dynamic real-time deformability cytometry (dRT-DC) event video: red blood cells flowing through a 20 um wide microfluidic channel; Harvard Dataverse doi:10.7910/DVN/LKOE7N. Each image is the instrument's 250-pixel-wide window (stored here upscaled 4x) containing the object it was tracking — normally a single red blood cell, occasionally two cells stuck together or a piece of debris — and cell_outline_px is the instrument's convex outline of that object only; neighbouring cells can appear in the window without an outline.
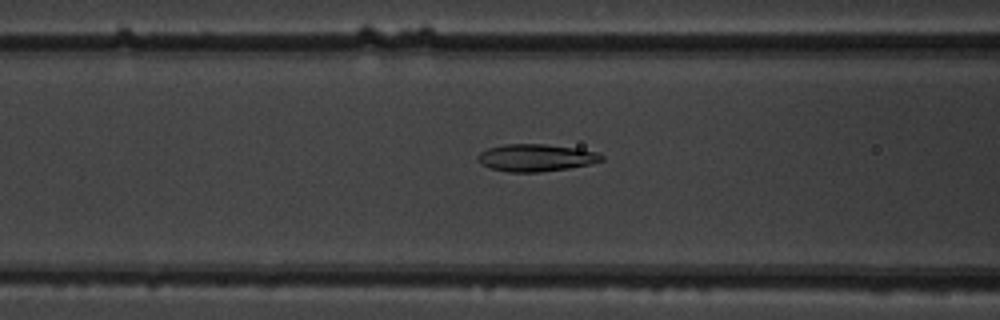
{"species": "common noctule bat (a hibernating species)", "species_latin": "Nyctalus noctula", "temperature_condition": "warm", "stored_images_in_passage": 38, "camera_frame_rate_fps": 3000, "um_per_image_px": 0.085, "animal": {"sex": "male", "body_mass_g": 19.5, "forearm_length_mm": 54.6}, "frame": {"image": 1, "passage_image": 7, "time_ms": 2.0, "image_size_px": [1000, 320], "cell_outline_px": [[604, 160], [588, 164], [568, 168], [540, 172], [508, 172], [492, 168], [480, 164], [476, 160], [476, 156], [480, 152], [488, 148], [504, 144], [544, 144], [576, 148], [596, 152], [604, 156]], "centroid_in_image_um": [45.51, 13.4], "position_along_channel_um": 121.1, "area_um2": 19.65}}
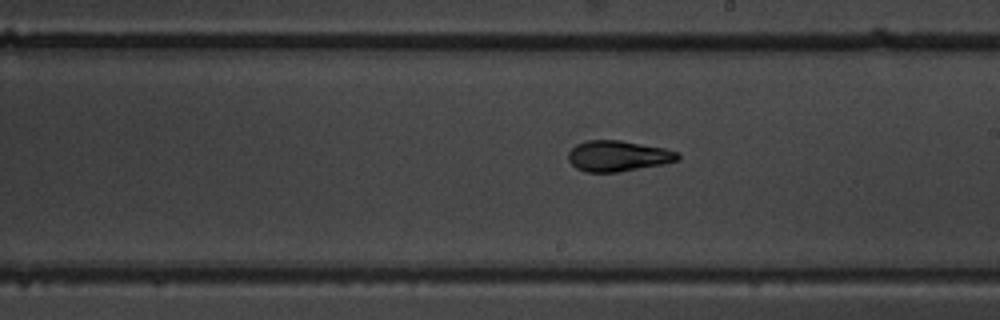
{"frame": {"image": 2, "passage_image": 16, "time_ms": 5.0, "image_size_px": [1000, 320], "cell_outline_px": [[680, 160], [664, 164], [620, 172], [584, 172], [576, 168], [568, 160], [568, 152], [576, 144], [588, 140], [620, 140], [664, 148], [680, 152]], "centroid_in_image_um": [52.55, 13.26], "position_along_channel_um": 236.5, "area_um2": 19.83}}
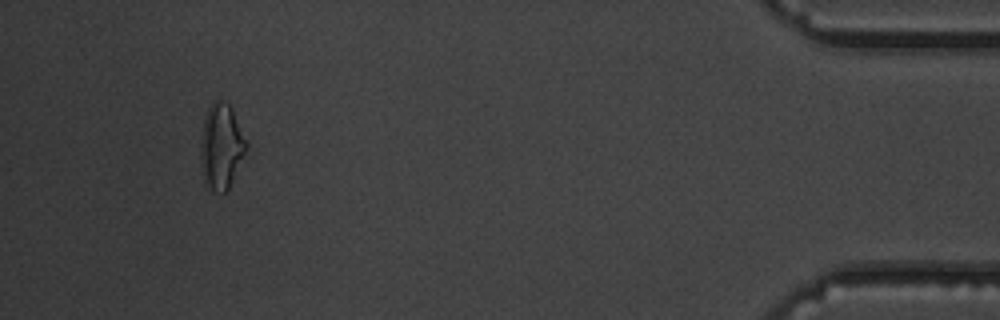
{"frame": {"image": 3, "passage_image": 35, "time_ms": 11.333, "image_size_px": [1000, 320], "cell_outline_px": [[248, 148], [228, 188], [224, 192], [212, 192], [204, 180], [200, 164], [200, 144], [204, 120], [208, 108], [216, 100], [220, 100], [228, 104], [232, 108], [248, 144]], "centroid_in_image_um": [18.8, 12.46], "position_along_channel_um": 416.4, "area_um2": 22.6}, "authors_computed_cell_mechanics": {"area_um2": 19.7387, "velocity_mm_per_s": 3.8566, "shape_relaxation_time_tau1_ms": 7.9697, "shape_relaxation_time_tau2_ms": 1.168, "deformation_change_tau1": 0.2315, "deformation_change_tau2": 0.0724}}